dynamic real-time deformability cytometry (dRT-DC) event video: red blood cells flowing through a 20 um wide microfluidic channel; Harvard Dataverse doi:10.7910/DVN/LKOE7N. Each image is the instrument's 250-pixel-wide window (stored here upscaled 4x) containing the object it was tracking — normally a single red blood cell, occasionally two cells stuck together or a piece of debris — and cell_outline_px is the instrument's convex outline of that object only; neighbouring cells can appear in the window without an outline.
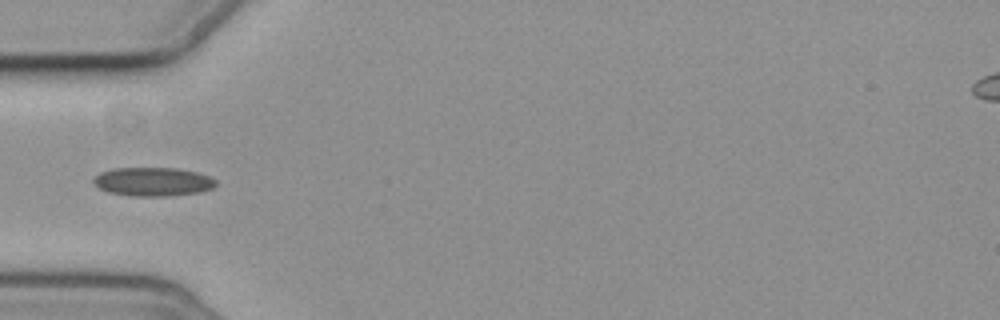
{"species": "common noctule bat (a hibernating species)", "species_latin": "Nyctalus noctula", "temperature_condition": "cold", "stored_images_in_passage": 9, "camera_frame_rate_fps": 3000, "um_per_image_px": 0.085, "animal": {"sex": "female", "body_mass_g": 19.3, "forearm_length_mm": 54.1}, "frame": {"image": 1, "passage_image": 4, "time_ms": 4.333, "image_size_px": [1000, 320], "cell_outline_px": [[216, 184], [212, 188], [200, 192], [168, 196], [128, 196], [108, 192], [92, 184], [92, 180], [100, 172], [112, 168], [176, 168], [196, 172], [208, 176], [216, 180]], "centroid_in_image_um": [12.96, 15.45], "position_along_channel_um": 72.0, "area_um2": 20.58}}
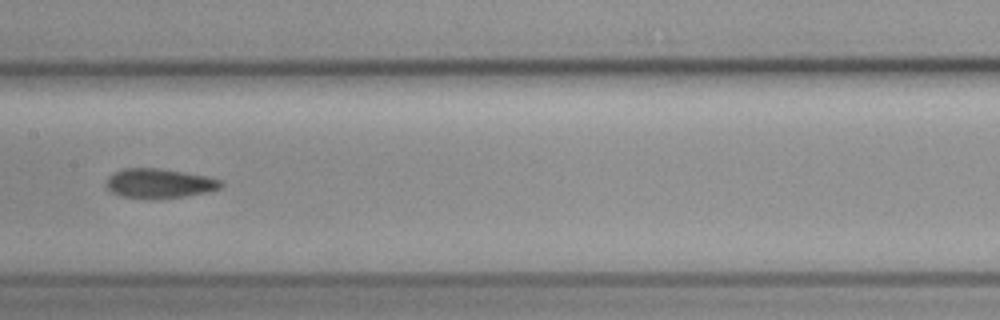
{"frame": {"image": 2, "passage_image": 7, "time_ms": 7.667, "image_size_px": [1000, 320], "cell_outline_px": [[224, 184], [220, 188], [208, 192], [160, 200], [120, 196], [108, 192], [104, 188], [108, 176], [112, 172], [124, 168], [156, 168], [184, 172], [204, 176], [220, 180]], "centroid_in_image_um": [13.46, 15.6], "position_along_channel_um": 193.9, "area_um2": 20.11}}
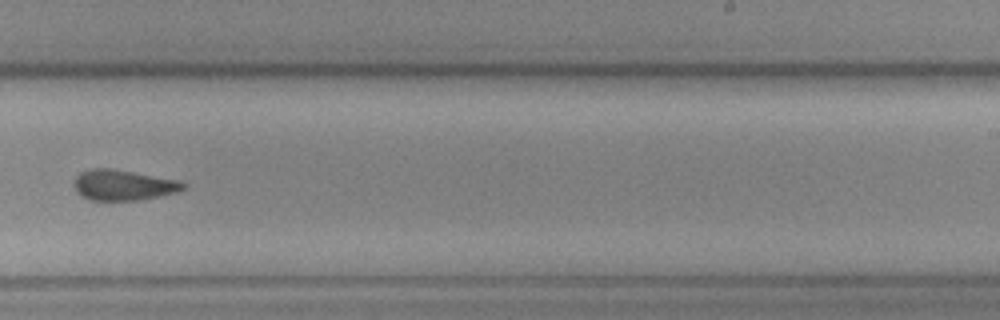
{"frame": {"image": 3, "passage_image": 9, "time_ms": 10.0, "image_size_px": [1000, 320], "cell_outline_px": [[188, 184], [184, 188], [176, 192], [140, 200], [92, 200], [80, 196], [76, 192], [72, 184], [76, 176], [80, 172], [92, 168], [112, 168], [180, 180]], "centroid_in_image_um": [10.45, 15.72], "position_along_channel_um": 278.5, "area_um2": 19.65}}